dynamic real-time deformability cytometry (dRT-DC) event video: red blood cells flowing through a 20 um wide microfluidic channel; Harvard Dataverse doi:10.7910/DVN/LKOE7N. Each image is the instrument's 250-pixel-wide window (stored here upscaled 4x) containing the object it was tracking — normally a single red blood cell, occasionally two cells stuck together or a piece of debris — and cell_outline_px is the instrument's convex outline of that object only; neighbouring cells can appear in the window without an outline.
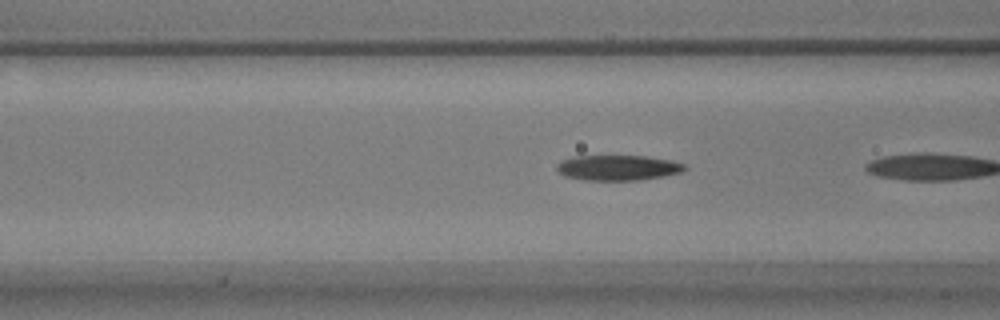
{"species": "common noctule bat (a hibernating species)", "species_latin": "Nyctalus noctula", "temperature_condition": "warm", "stored_images_in_passage": 10, "camera_frame_rate_fps": 3000, "um_per_image_px": 0.085, "animal": {"sex": "male", "body_mass_g": 17.9}, "frame": {"image": 1, "passage_image": 5, "time_ms": 1.333, "image_size_px": [1000, 320], "cell_outline_px": [[688, 168], [680, 172], [640, 180], [584, 180], [564, 176], [556, 168], [556, 164], [560, 160], [572, 156], [648, 156], [672, 160], [684, 164]], "centroid_in_image_um": [52.49, 14.25], "position_along_channel_um": 114.1, "area_um2": 18.9}}